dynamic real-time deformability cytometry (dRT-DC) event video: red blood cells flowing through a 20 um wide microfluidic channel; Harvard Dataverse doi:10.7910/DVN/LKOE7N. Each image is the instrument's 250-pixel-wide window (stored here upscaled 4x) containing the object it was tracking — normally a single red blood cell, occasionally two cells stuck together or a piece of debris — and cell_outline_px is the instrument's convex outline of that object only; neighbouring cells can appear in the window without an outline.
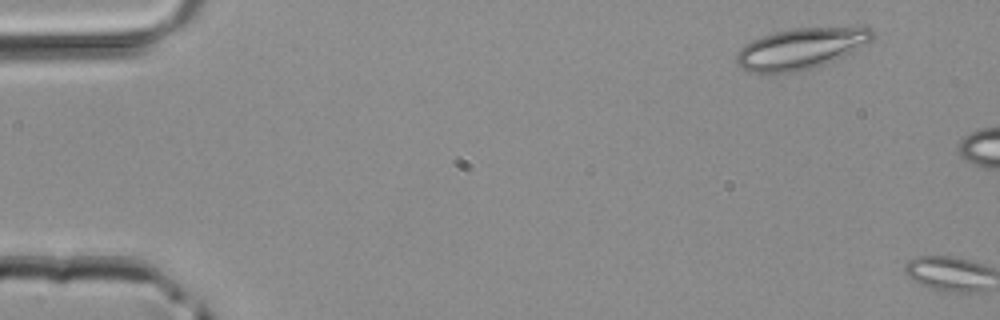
{"species": "common noctule bat (a hibernating species)", "species_latin": "Nyctalus noctula", "temperature_condition": "room temperature", "stored_images_in_passage": 2, "camera_frame_rate_fps": 3000, "um_per_image_px": 0.085, "animal": {"sex": "male", "body_mass_g": 20.4}, "frame": {"image": 1, "passage_image": 1, "time_ms": 0.0, "image_size_px": [1000, 320], "cell_outline_px": [[876, 36], [872, 40], [824, 64], [812, 68], [796, 72], [748, 72], [740, 68], [736, 64], [736, 52], [744, 44], [752, 40], [776, 32], [792, 28], [872, 28], [876, 32]], "centroid_in_image_um": [68.0, 4.13], "position_along_channel_um": 17.0, "area_um2": 31.91}}